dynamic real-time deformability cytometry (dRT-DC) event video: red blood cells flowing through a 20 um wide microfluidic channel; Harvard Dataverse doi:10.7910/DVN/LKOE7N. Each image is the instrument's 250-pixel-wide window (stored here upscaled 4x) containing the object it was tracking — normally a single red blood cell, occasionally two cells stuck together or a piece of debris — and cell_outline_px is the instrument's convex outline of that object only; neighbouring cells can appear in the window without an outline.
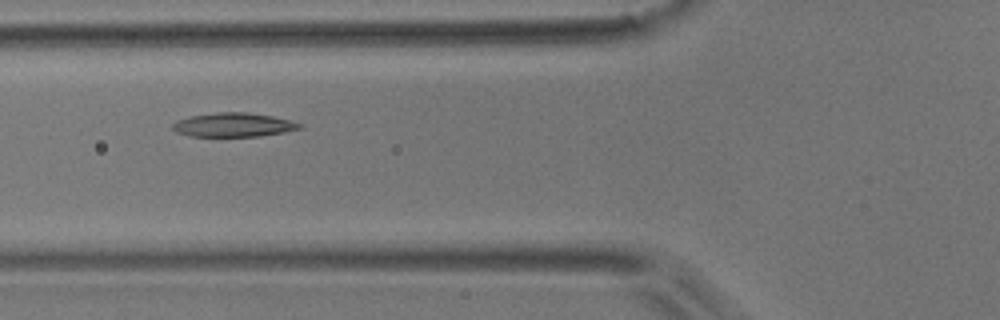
{"species": "common noctule bat (a hibernating species)", "species_latin": "Nyctalus noctula", "temperature_condition": "room temperature", "stored_images_in_passage": 6, "camera_frame_rate_fps": 3000, "um_per_image_px": 0.085, "animal": {"sex": "male", "body_mass_g": 17.9}, "frame": {"image": 1, "passage_image": 5, "time_ms": 4.333, "image_size_px": [1000, 320], "cell_outline_px": [[300, 128], [284, 132], [260, 136], [188, 136], [176, 132], [172, 128], [172, 124], [176, 120], [192, 116], [216, 112], [248, 112], [272, 116], [292, 120], [300, 124]], "centroid_in_image_um": [19.81, 10.61], "position_along_channel_um": 106.0, "area_um2": 17.69}}
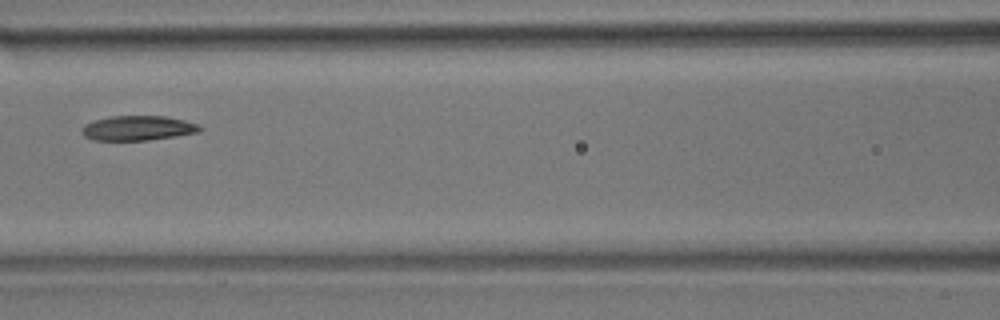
{"frame": {"image": 2, "passage_image": 6, "time_ms": 5.667, "image_size_px": [1000, 320], "cell_outline_px": [[200, 132], [148, 140], [92, 140], [84, 136], [80, 132], [84, 124], [96, 120], [112, 116], [164, 116], [184, 120], [196, 124], [200, 128]], "centroid_in_image_um": [11.67, 10.89], "position_along_channel_um": 154.9, "area_um2": 16.82}}